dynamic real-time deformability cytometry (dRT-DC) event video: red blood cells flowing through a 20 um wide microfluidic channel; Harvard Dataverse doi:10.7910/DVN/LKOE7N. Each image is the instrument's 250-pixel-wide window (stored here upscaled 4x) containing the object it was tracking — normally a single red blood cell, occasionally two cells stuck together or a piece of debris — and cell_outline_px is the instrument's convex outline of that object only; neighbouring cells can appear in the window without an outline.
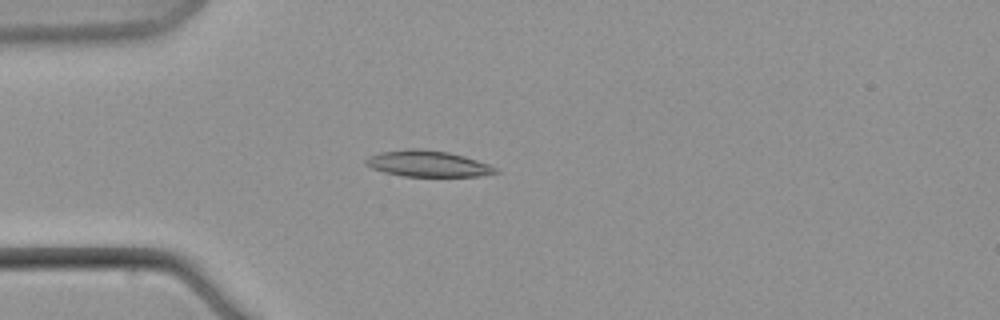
{"species": "common noctule bat (a hibernating species)", "species_latin": "Nyctalus noctula", "temperature_condition": "warm", "stored_images_in_passage": 4, "camera_frame_rate_fps": 3000, "um_per_image_px": 0.085, "animal": {"sex": "male", "body_mass_g": 21.5, "forearm_length_mm": 52.0}, "frame": {"image": 1, "passage_image": 2, "time_ms": 1.0, "image_size_px": [1000, 320], "cell_outline_px": [[500, 172], [480, 176], [404, 176], [384, 172], [372, 168], [364, 164], [364, 160], [368, 156], [380, 152], [408, 148], [416, 148], [448, 152], [464, 156], [488, 164], [496, 168]], "centroid_in_image_um": [36.32, 13.91], "position_along_channel_um": 48.7, "area_um2": 19.71}}
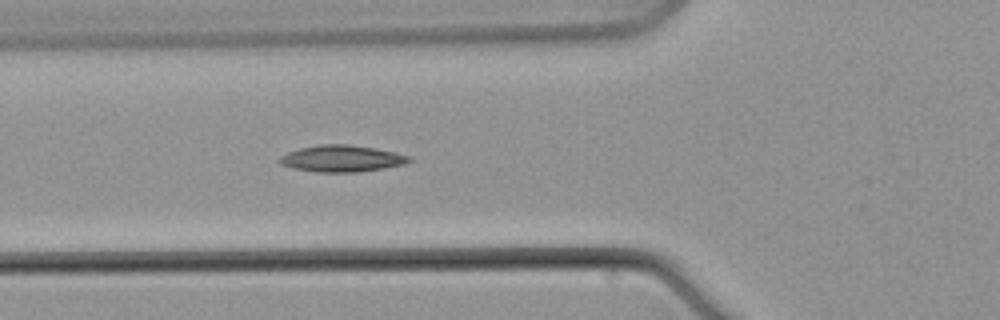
{"frame": {"image": 2, "passage_image": 4, "time_ms": 3.333, "image_size_px": [1000, 320], "cell_outline_px": [[412, 160], [404, 164], [384, 168], [360, 172], [316, 172], [292, 168], [280, 164], [276, 160], [280, 156], [288, 152], [300, 148], [320, 144], [348, 144], [372, 148], [392, 152], [408, 156]], "centroid_in_image_um": [28.98, 13.48], "position_along_channel_um": 96.8, "area_um2": 20.0}}